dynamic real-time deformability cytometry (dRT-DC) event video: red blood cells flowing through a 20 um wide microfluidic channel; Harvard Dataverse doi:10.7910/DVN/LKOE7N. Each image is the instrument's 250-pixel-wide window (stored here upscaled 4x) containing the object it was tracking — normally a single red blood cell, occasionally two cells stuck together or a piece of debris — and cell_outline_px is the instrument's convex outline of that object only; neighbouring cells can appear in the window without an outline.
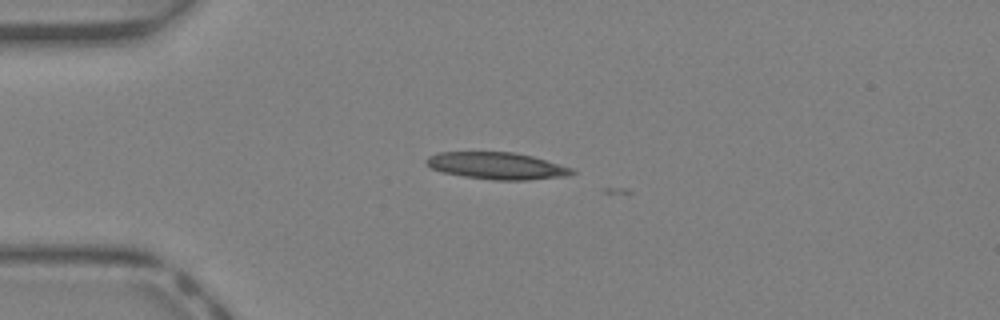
{"species": "Egyptian fruit bat (a non-hibernating species)", "species_latin": "Rousettus aegyptiacus", "temperature_condition": "warm", "stored_images_in_passage": 3, "camera_frame_rate_fps": 3000, "um_per_image_px": 0.085, "animal": {"sex": "female"}, "frame": {"image": 1, "passage_image": 2, "time_ms": 0.333, "image_size_px": [1000, 320], "cell_outline_px": [[576, 172], [568, 176], [528, 180], [492, 180], [464, 176], [444, 172], [432, 168], [424, 164], [424, 160], [428, 156], [440, 152], [516, 152], [532, 156], [572, 168]], "centroid_in_image_um": [42.22, 14.09], "position_along_channel_um": 42.8, "area_um2": 22.89}}